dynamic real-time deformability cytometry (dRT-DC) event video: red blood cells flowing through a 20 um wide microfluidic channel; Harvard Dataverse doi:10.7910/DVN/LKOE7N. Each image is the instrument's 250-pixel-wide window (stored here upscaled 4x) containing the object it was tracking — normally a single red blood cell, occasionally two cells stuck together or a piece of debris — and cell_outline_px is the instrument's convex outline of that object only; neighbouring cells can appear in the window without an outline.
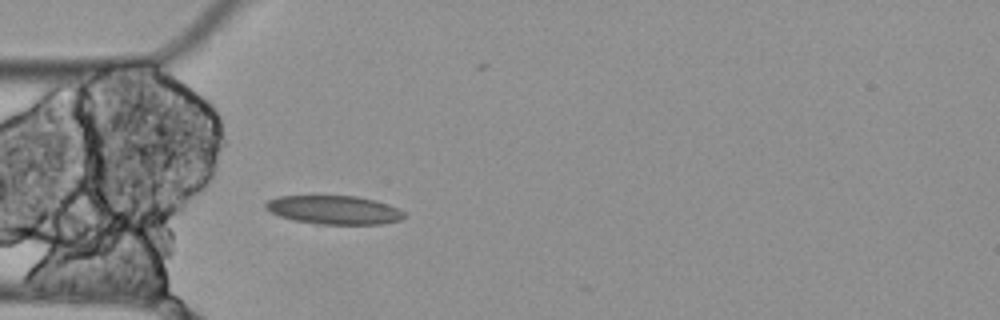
{"species": "Egyptian fruit bat (a non-hibernating species)", "species_latin": "Rousettus aegyptiacus", "temperature_condition": "cold", "stored_images_in_passage": 5, "camera_frame_rate_fps": 3000, "um_per_image_px": 0.085, "animal": {"sex": "female"}, "frame": {"image": 1, "passage_image": 5, "time_ms": 1.333, "image_size_px": [1000, 320], "cell_outline_px": [[404, 216], [400, 220], [380, 224], [316, 224], [292, 220], [280, 216], [264, 208], [264, 204], [268, 200], [276, 196], [356, 196], [376, 200], [388, 204], [404, 212]], "centroid_in_image_um": [28.36, 17.84], "position_along_channel_um": 56.6, "area_um2": 23.12}}